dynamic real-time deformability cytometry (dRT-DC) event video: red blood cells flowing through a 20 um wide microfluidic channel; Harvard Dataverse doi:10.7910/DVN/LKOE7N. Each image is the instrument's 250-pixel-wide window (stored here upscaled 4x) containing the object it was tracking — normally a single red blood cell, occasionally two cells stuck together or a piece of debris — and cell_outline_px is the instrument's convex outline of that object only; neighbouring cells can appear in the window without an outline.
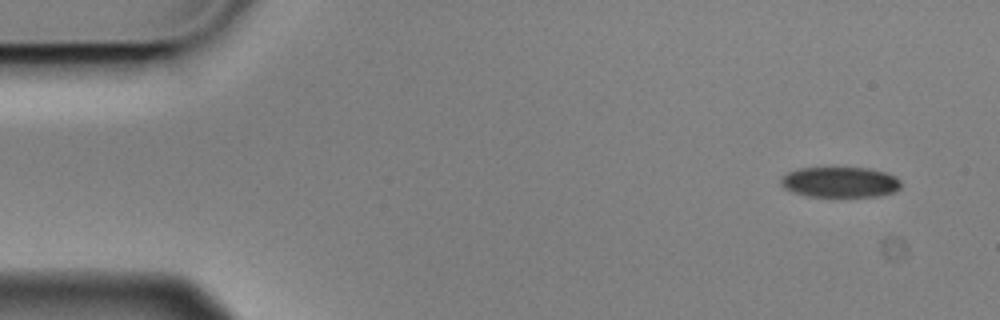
{"species": "Egyptian fruit bat (a non-hibernating species)", "species_latin": "Rousettus aegyptiacus", "temperature_condition": "cold", "stored_images_in_passage": 10, "camera_frame_rate_fps": 3000, "um_per_image_px": 0.085, "animal": {"sex": "male"}, "frame": {"image": 1, "passage_image": 1, "time_ms": 0.0, "image_size_px": [1000, 320], "cell_outline_px": [[900, 188], [896, 192], [880, 196], [808, 196], [792, 192], [784, 188], [780, 184], [780, 180], [788, 172], [800, 168], [832, 164], [868, 168], [888, 172], [896, 176], [900, 180]], "centroid_in_image_um": [71.42, 15.42], "position_along_channel_um": 13.6, "area_um2": 22.43}}
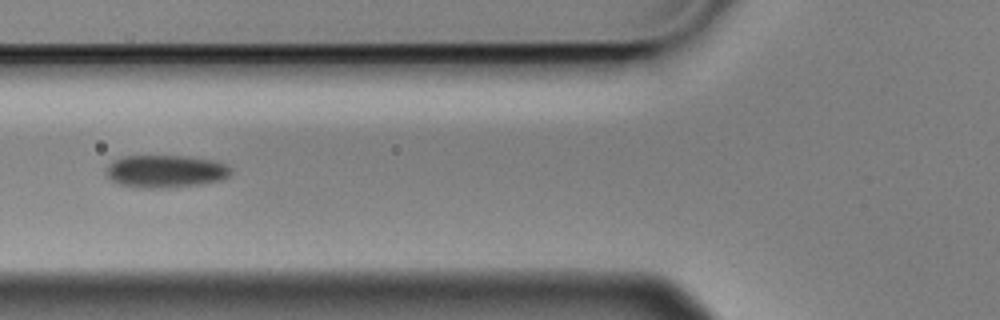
{"frame": {"image": 2, "passage_image": 6, "time_ms": 1.667, "image_size_px": [1000, 320], "cell_outline_px": [[232, 172], [228, 176], [220, 180], [200, 184], [168, 188], [136, 188], [120, 184], [112, 180], [108, 176], [108, 164], [124, 156], [188, 156], [216, 160], [232, 168]], "centroid_in_image_um": [14.11, 14.56], "position_along_channel_um": 111.7, "area_um2": 23.7}}
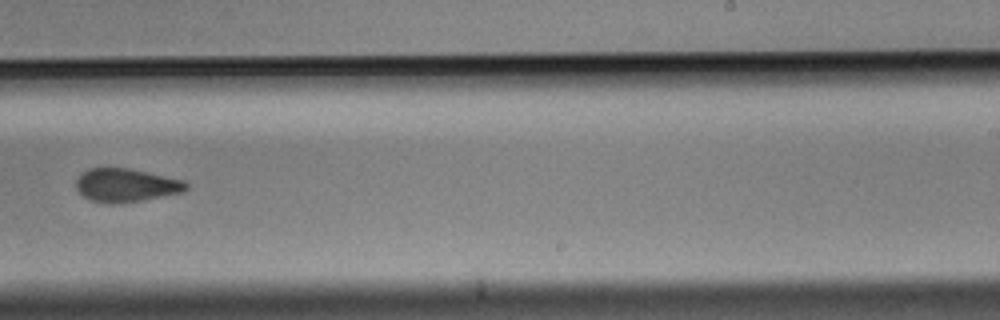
{"frame": {"image": 3, "passage_image": 10, "time_ms": 3.0, "image_size_px": [1000, 320], "cell_outline_px": [[188, 188], [184, 192], [120, 204], [108, 204], [88, 200], [76, 188], [76, 180], [88, 168], [128, 168], [184, 180], [188, 184]], "centroid_in_image_um": [10.71, 15.76], "position_along_channel_um": 278.3, "area_um2": 21.44}}